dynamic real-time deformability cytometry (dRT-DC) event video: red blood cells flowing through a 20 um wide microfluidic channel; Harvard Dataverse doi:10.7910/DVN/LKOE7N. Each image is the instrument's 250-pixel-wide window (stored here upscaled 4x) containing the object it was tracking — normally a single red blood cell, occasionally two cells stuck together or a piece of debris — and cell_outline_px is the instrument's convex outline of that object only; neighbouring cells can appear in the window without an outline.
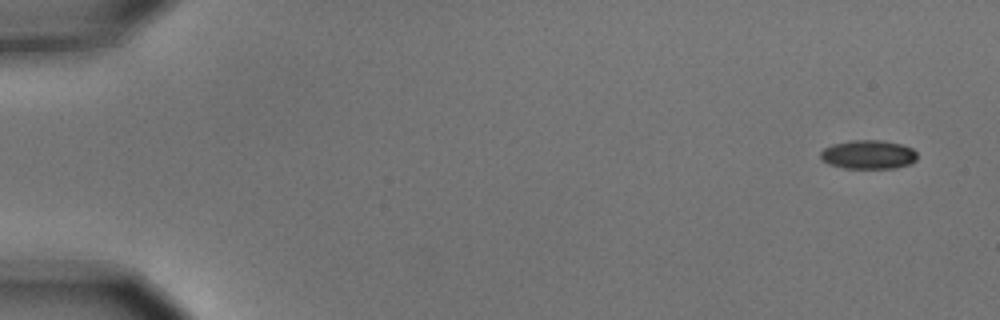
{"species": "common noctule bat (a hibernating species)", "species_latin": "Nyctalus noctula", "temperature_condition": "cold", "stored_images_in_passage": 6, "camera_frame_rate_fps": 3000, "um_per_image_px": 0.085, "animal": {"sex": "male", "body_mass_g": 15.6}, "frame": {"image": 1, "passage_image": 1, "time_ms": 0.0, "image_size_px": [1000, 320], "cell_outline_px": [[916, 160], [908, 164], [896, 168], [844, 168], [828, 164], [820, 160], [820, 152], [824, 148], [832, 144], [852, 140], [884, 140], [900, 144], [912, 148], [916, 152]], "centroid_in_image_um": [73.77, 13.13], "position_along_channel_um": 11.2, "area_um2": 16.36}}
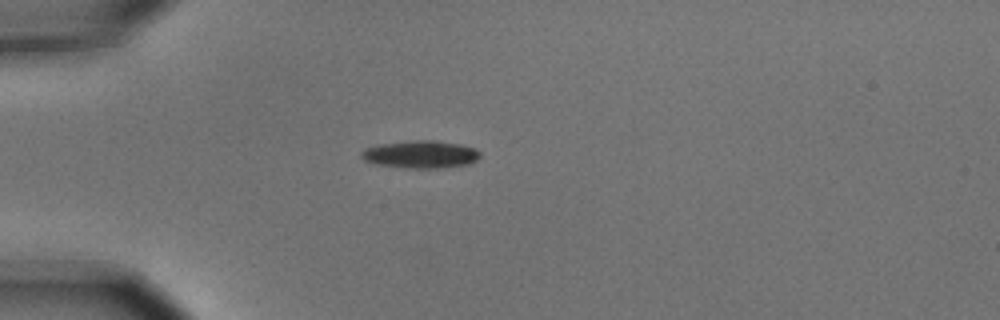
{"frame": {"image": 2, "passage_image": 4, "time_ms": 1.0, "image_size_px": [1000, 320], "cell_outline_px": [[480, 156], [472, 164], [440, 168], [404, 168], [376, 164], [364, 160], [360, 156], [360, 152], [364, 148], [376, 144], [412, 140], [436, 140], [460, 144], [476, 148], [480, 152]], "centroid_in_image_um": [35.74, 13.11], "position_along_channel_um": 49.3, "area_um2": 19.48}}
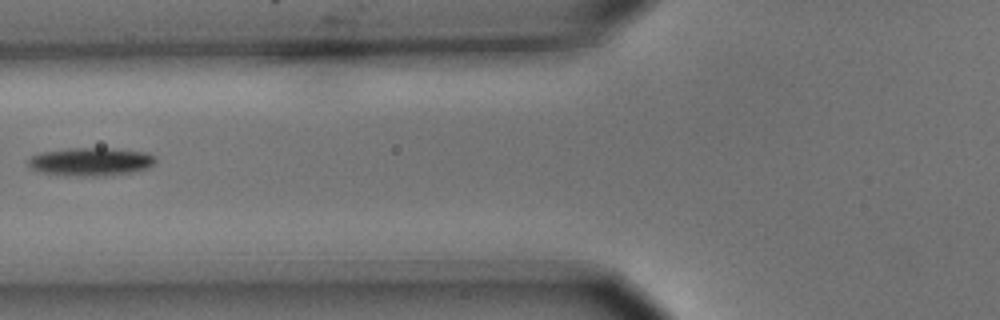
{"frame": {"image": 3, "passage_image": 6, "time_ms": 1.667, "image_size_px": [1000, 320], "cell_outline_px": [[156, 160], [148, 168], [132, 172], [104, 176], [76, 176], [40, 172], [32, 168], [28, 164], [28, 160], [32, 156], [40, 152], [68, 148], [112, 148], [148, 152], [156, 156]], "centroid_in_image_um": [7.74, 13.73], "position_along_channel_um": 118.1, "area_um2": 21.04}}